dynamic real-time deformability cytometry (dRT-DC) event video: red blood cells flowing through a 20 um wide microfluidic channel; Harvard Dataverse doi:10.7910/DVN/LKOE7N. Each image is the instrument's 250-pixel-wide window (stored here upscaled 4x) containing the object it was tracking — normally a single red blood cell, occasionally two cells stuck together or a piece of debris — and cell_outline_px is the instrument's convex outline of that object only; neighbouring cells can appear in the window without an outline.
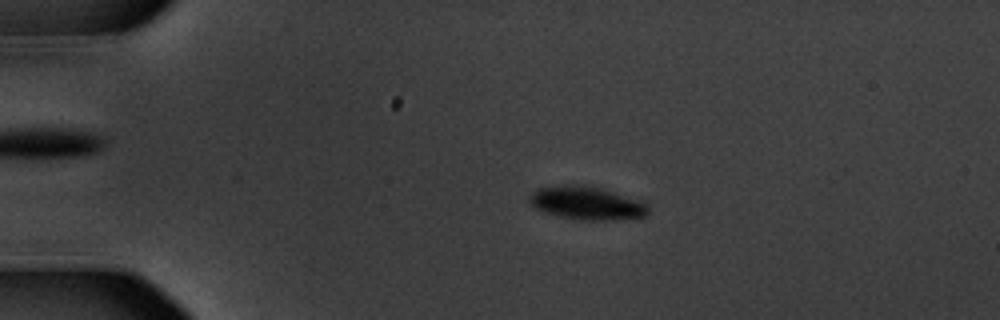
{"species": "common noctule bat (a hibernating species)", "species_latin": "Nyctalus noctula", "temperature_condition": "warm", "stored_images_in_passage": 52, "camera_frame_rate_fps": 3000, "um_per_image_px": 0.085, "animal": {"sex": "male", "body_mass_g": 20.1, "forearm_length_mm": 53.5}, "frame": {"image": 1, "passage_image": 7, "time_ms": 2.0, "image_size_px": [1000, 320], "cell_outline_px": [[648, 212], [644, 216], [604, 220], [580, 220], [560, 216], [544, 212], [536, 208], [528, 200], [528, 196], [532, 192], [544, 188], [564, 184], [588, 184], [612, 192], [644, 204], [648, 208]], "centroid_in_image_um": [49.77, 17.25], "position_along_channel_um": 35.2, "area_um2": 22.31}}
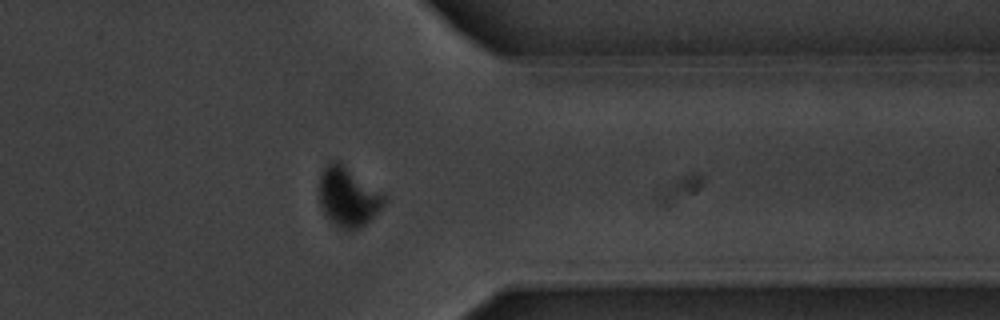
{"frame": {"image": 2, "passage_image": 41, "time_ms": 13.333, "image_size_px": [1000, 320], "cell_outline_px": [[384, 204], [360, 228], [348, 232], [340, 228], [324, 212], [320, 204], [316, 188], [320, 172], [328, 160], [340, 160], [380, 192], [384, 196]], "centroid_in_image_um": [29.49, 16.67], "position_along_channel_um": 381.9, "area_um2": 22.66}}
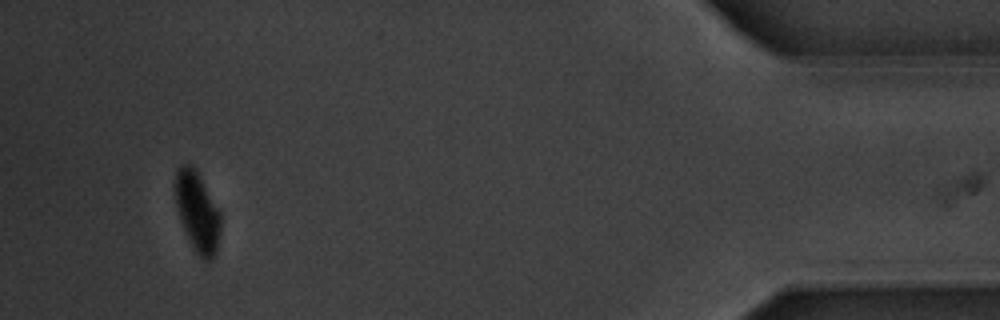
{"frame": {"image": 3, "passage_image": 49, "time_ms": 16.0, "image_size_px": [1000, 320], "cell_outline_px": [[220, 232], [216, 256], [212, 260], [200, 260], [192, 248], [188, 240], [180, 220], [176, 208], [176, 168], [180, 164], [192, 164], [196, 168], [220, 212]], "centroid_in_image_um": [16.78, 18.04], "position_along_channel_um": 418.4, "area_um2": 21.5}, "authors_computed_cell_mechanics": {"area_um2": 23.698, "velocity_mm_per_s": 3.5499, "shape_relaxation_time_tau1_ms": 1.8262, "shape_relaxation_time_tau2_ms": null, "deformation_change_tau1": 0.1387, "deformation_change_tau2": null}}